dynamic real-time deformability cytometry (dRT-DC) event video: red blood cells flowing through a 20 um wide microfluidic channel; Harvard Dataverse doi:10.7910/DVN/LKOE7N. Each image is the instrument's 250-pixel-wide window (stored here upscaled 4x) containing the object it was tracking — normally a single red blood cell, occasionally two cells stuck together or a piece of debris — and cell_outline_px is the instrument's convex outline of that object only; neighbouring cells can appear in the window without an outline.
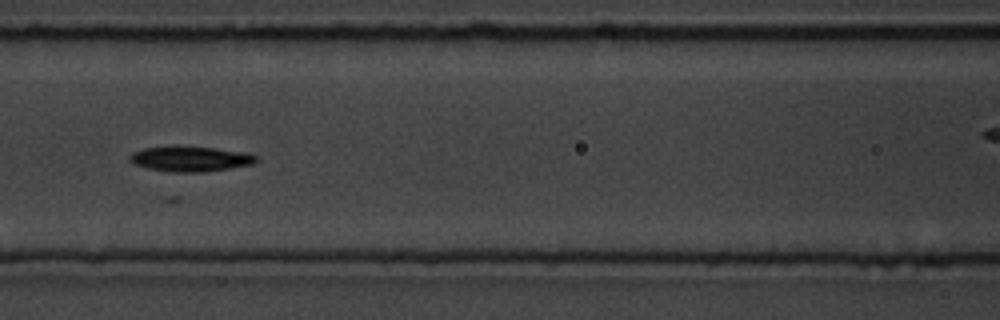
{"species": "common noctule bat (a hibernating species)", "species_latin": "Nyctalus noctula", "temperature_condition": "room temperature", "stored_images_in_passage": 9, "camera_frame_rate_fps": 3000, "um_per_image_px": 0.085, "animal": {"sex": "male", "body_mass_g": 19.5, "forearm_length_mm": 54.6}, "frame": {"image": 1, "passage_image": 6, "time_ms": 6.0, "image_size_px": [1000, 320], "cell_outline_px": [[260, 160], [252, 164], [204, 172], [172, 172], [148, 168], [132, 164], [128, 160], [128, 156], [132, 152], [144, 148], [176, 144], [252, 152]], "centroid_in_image_um": [16.17, 13.47], "position_along_channel_um": 150.4, "area_um2": 19.25}}
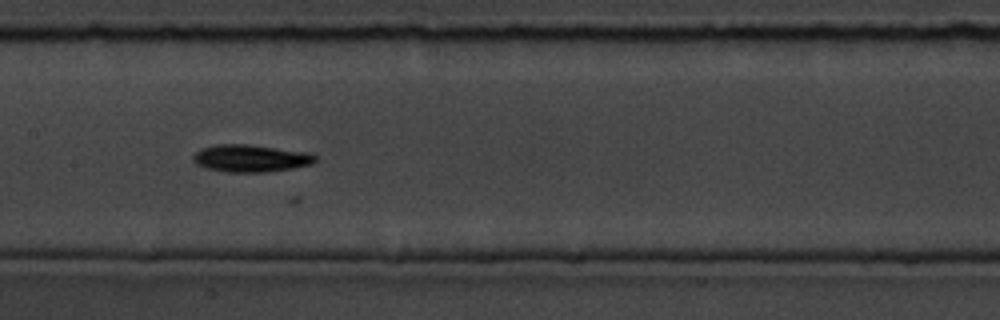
{"frame": {"image": 2, "passage_image": 7, "time_ms": 7.0, "image_size_px": [1000, 320], "cell_outline_px": [[316, 160], [312, 164], [292, 168], [264, 172], [228, 172], [204, 168], [196, 164], [192, 160], [192, 156], [200, 148], [216, 144], [248, 144], [312, 152], [316, 156]], "centroid_in_image_um": [21.3, 13.44], "position_along_channel_um": 186.1, "area_um2": 19.71}}
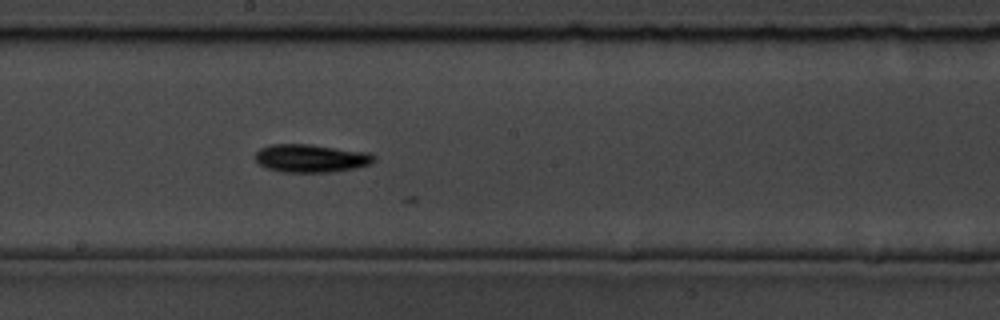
{"frame": {"image": 3, "passage_image": 8, "time_ms": 8.0, "image_size_px": [1000, 320], "cell_outline_px": [[376, 160], [372, 164], [356, 168], [332, 172], [280, 172], [264, 168], [256, 160], [256, 152], [260, 148], [272, 144], [308, 144], [368, 152], [376, 156]], "centroid_in_image_um": [26.45, 13.46], "position_along_channel_um": 221.7, "area_um2": 19.59}}